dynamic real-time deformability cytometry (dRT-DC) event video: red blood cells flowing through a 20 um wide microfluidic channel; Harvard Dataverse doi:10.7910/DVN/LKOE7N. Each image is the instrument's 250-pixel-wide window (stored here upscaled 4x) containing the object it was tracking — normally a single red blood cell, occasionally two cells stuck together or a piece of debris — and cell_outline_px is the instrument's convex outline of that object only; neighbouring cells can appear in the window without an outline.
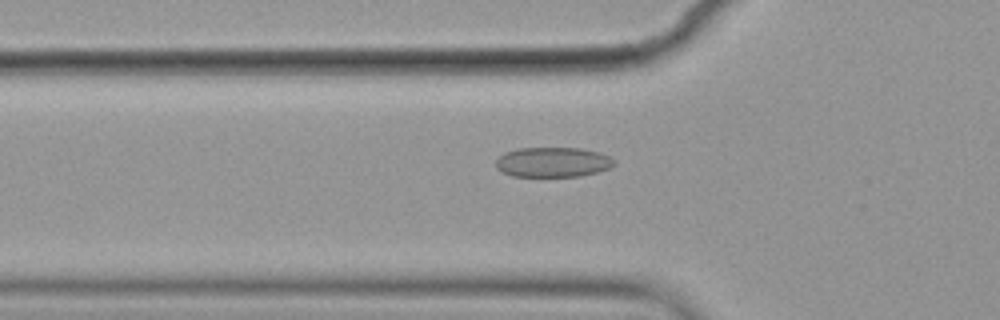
{"species": "common noctule bat (a hibernating species)", "species_latin": "Nyctalus noctula", "temperature_condition": "cold", "stored_images_in_passage": 49, "camera_frame_rate_fps": 3000, "um_per_image_px": 0.085, "animal": {"sex": "female", "body_mass_g": 19.9}, "frame": {"image": 1, "passage_image": 11, "time_ms": 3.333, "image_size_px": [1000, 320], "cell_outline_px": [[616, 164], [608, 168], [596, 172], [580, 176], [512, 176], [500, 172], [496, 168], [496, 160], [504, 152], [520, 148], [580, 148], [596, 152], [608, 156], [616, 160]], "centroid_in_image_um": [46.96, 13.78], "position_along_channel_um": 78.8, "area_um2": 20.58}}
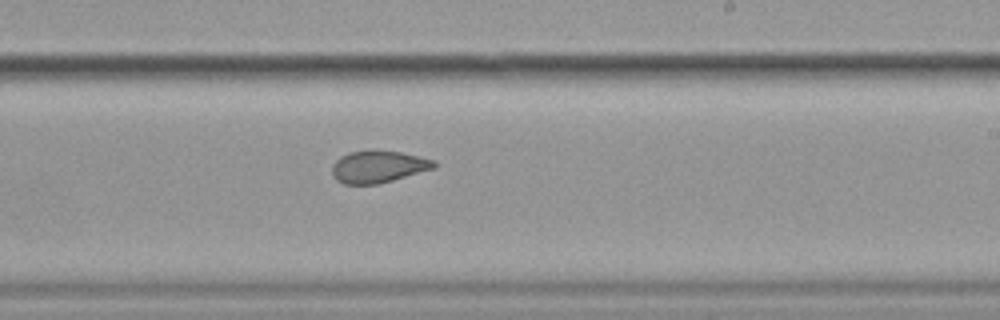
{"frame": {"image": 2, "passage_image": 26, "time_ms": 8.333, "image_size_px": [1000, 320], "cell_outline_px": [[436, 168], [392, 180], [376, 184], [344, 184], [336, 180], [332, 176], [332, 164], [340, 156], [348, 152], [372, 148], [400, 152], [436, 160]], "centroid_in_image_um": [32.12, 14.14], "position_along_channel_um": 256.9, "area_um2": 19.48}}
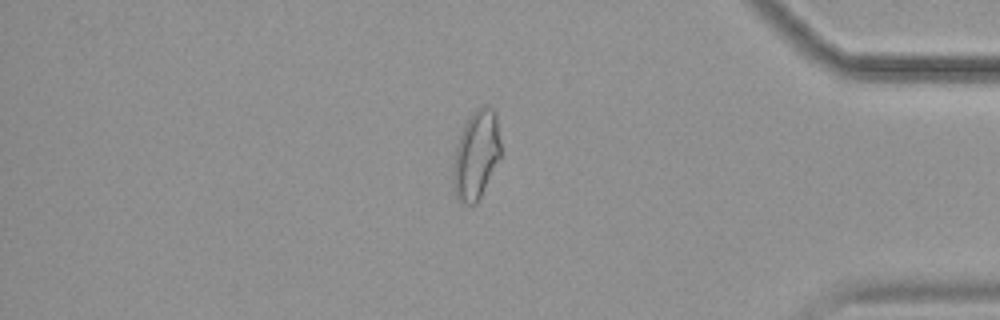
{"frame": {"image": 3, "passage_image": 40, "time_ms": 13.0, "image_size_px": [1000, 320], "cell_outline_px": [[500, 156], [476, 204], [464, 204], [456, 200], [452, 184], [452, 172], [456, 144], [460, 132], [464, 124], [472, 112], [476, 108], [492, 108], [496, 112], [500, 144]], "centroid_in_image_um": [40.43, 13.19], "position_along_channel_um": 394.8, "area_um2": 24.51}, "authors_computed_cell_mechanics": {"area_um2": 21.5594, "velocity_mm_per_s": 3.5592, "shape_relaxation_time_tau1_ms": 9.4373, "shape_relaxation_time_tau2_ms": 2.0457, "deformation_change_tau1": 0.141, "deformation_change_tau2": 0.0687}}